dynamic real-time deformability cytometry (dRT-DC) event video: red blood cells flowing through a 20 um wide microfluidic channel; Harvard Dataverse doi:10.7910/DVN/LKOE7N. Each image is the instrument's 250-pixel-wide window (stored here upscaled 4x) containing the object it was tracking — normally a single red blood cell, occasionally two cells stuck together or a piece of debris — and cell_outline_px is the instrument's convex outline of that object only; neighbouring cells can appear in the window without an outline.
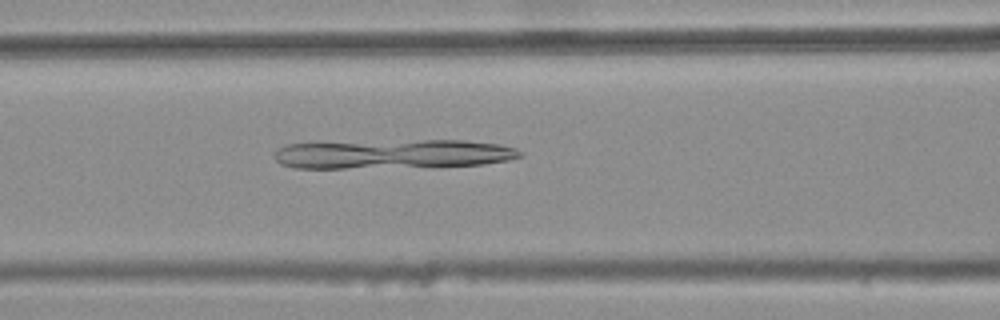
{"species": "common noctule bat (a hibernating species)", "species_latin": "Nyctalus noctula", "temperature_condition": "warm", "stored_images_in_passage": 39, "camera_frame_rate_fps": 3000, "um_per_image_px": 0.085, "animal": {"sex": "female", "body_mass_g": 25.1}, "frame": {"image": 1, "passage_image": 14, "time_ms": 4.333, "image_size_px": [1000, 320], "cell_outline_px": [[520, 156], [508, 160], [484, 164], [344, 168], [296, 168], [280, 164], [276, 160], [272, 152], [276, 148], [284, 144], [316, 140], [464, 140], [500, 144], [516, 148], [520, 152]], "centroid_in_image_um": [33.18, 13.04], "position_along_channel_um": 133.4, "area_um2": 42.89}}
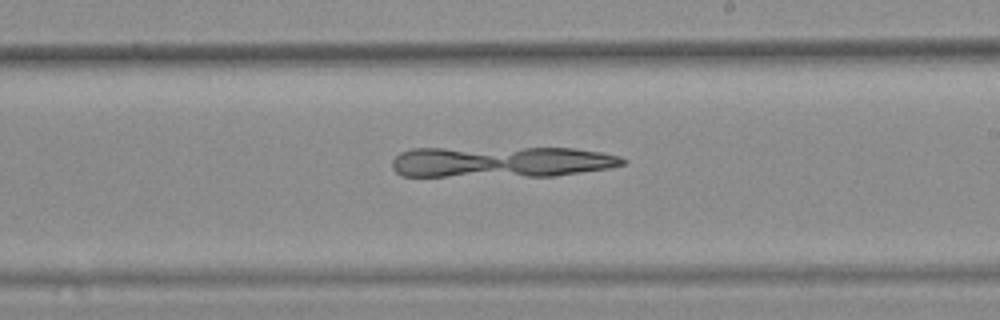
{"frame": {"image": 2, "passage_image": 23, "time_ms": 7.333, "image_size_px": [1000, 320], "cell_outline_px": [[628, 160], [624, 164], [608, 168], [552, 176], [400, 176], [392, 168], [392, 160], [400, 152], [412, 148], [576, 148], [600, 152], [620, 156]], "centroid_in_image_um": [42.57, 13.75], "position_along_channel_um": 246.4, "area_um2": 41.91}}
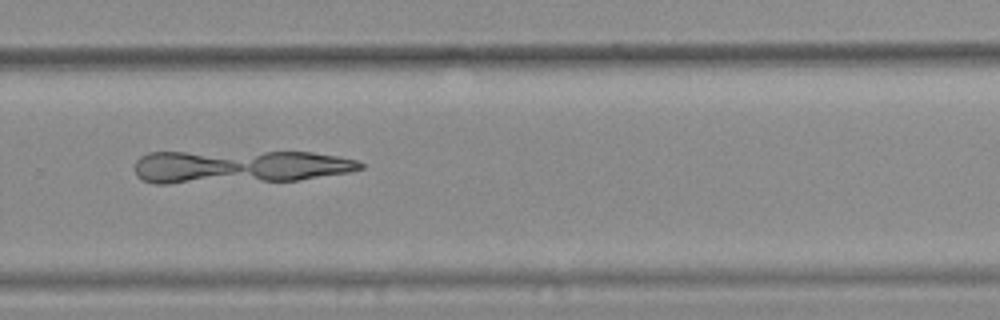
{"frame": {"image": 3, "passage_image": 28, "time_ms": 9.0, "image_size_px": [1000, 320], "cell_outline_px": [[364, 168], [348, 172], [296, 180], [168, 184], [152, 184], [140, 180], [136, 176], [136, 160], [140, 156], [148, 152], [312, 152], [336, 156], [356, 160], [364, 164]], "centroid_in_image_um": [20.25, 14.17], "position_along_channel_um": 309.5, "area_um2": 43.81}}